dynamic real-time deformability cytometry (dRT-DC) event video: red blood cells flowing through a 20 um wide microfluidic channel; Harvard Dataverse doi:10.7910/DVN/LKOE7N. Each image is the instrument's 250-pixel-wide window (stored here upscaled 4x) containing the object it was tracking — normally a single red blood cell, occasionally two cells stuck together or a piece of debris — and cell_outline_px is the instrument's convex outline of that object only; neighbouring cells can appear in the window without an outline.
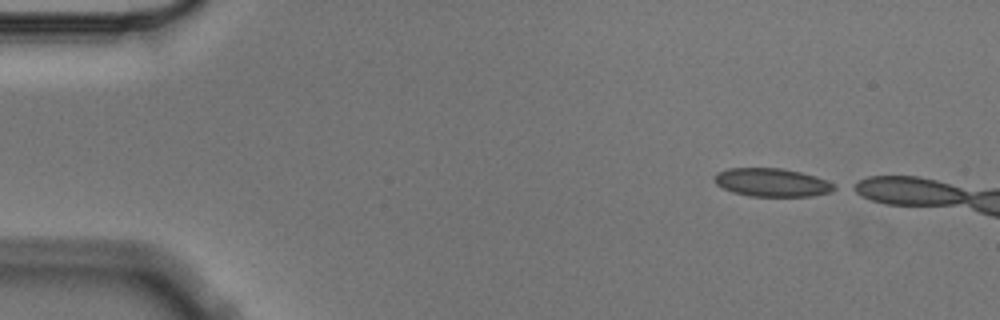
{"species": "Egyptian fruit bat (a non-hibernating species)", "species_latin": "Rousettus aegyptiacus", "temperature_condition": "cold", "stored_images_in_passage": 3, "camera_frame_rate_fps": 3000, "um_per_image_px": 0.085, "animal": {"sex": "male"}, "frame": {"image": 1, "passage_image": 1, "time_ms": 0.0, "image_size_px": [1000, 320], "cell_outline_px": [[836, 188], [828, 192], [812, 196], [752, 196], [732, 192], [716, 184], [716, 172], [728, 168], [780, 168], [800, 172], [824, 180], [832, 184]], "centroid_in_image_um": [65.56, 15.51], "position_along_channel_um": 19.4, "area_um2": 19.31}}